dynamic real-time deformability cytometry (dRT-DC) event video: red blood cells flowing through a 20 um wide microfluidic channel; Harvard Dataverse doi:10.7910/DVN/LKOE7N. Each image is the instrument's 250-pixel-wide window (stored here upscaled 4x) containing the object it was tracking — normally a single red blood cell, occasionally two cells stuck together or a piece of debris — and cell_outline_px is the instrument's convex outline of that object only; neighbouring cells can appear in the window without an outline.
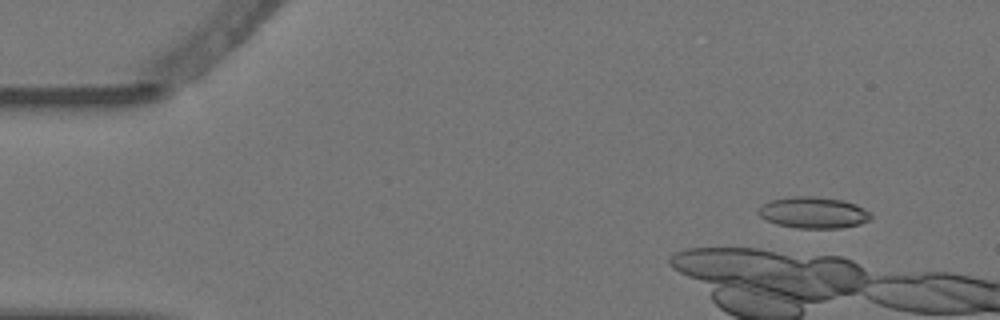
{"species": "Egyptian fruit bat (a non-hibernating species)", "species_latin": "Rousettus aegyptiacus", "temperature_condition": "warm", "stored_images_in_passage": 3, "camera_frame_rate_fps": 3000, "um_per_image_px": 0.085, "animal": {"sex": "female"}, "frame": {"image": 1, "passage_image": 1, "time_ms": 0.0, "image_size_px": [1000, 320], "cell_outline_px": [[872, 216], [868, 220], [860, 224], [840, 228], [796, 228], [776, 224], [760, 216], [756, 212], [764, 204], [772, 200], [792, 196], [816, 196], [844, 200], [856, 204], [872, 212]], "centroid_in_image_um": [69.18, 18.07], "position_along_channel_um": 15.8, "area_um2": 20.63}}